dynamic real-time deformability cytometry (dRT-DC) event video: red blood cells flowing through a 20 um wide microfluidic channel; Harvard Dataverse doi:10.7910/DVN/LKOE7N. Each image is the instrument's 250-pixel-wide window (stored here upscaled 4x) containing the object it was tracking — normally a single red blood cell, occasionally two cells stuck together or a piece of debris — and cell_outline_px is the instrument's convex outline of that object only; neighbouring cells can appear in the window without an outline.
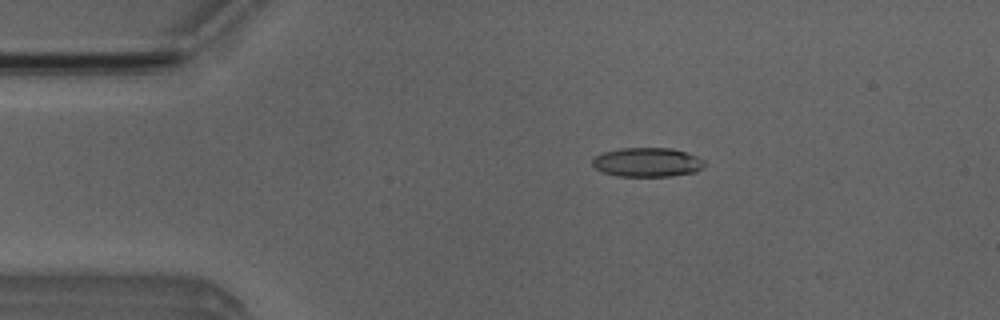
{"species": "Egyptian fruit bat (a non-hibernating species)", "species_latin": "Rousettus aegyptiacus", "temperature_condition": "room temperature", "stored_images_in_passage": 12, "camera_frame_rate_fps": 3000, "um_per_image_px": 0.085, "animal": {"sex": "male"}, "frame": {"image": 1, "passage_image": 7, "time_ms": 2.0, "image_size_px": [1000, 320], "cell_outline_px": [[704, 164], [696, 172], [668, 176], [620, 176], [604, 172], [596, 168], [592, 164], [592, 160], [596, 156], [604, 152], [620, 148], [672, 148], [696, 156], [704, 160]], "centroid_in_image_um": [55.01, 13.79], "position_along_channel_um": 30.0, "area_um2": 18.79}}